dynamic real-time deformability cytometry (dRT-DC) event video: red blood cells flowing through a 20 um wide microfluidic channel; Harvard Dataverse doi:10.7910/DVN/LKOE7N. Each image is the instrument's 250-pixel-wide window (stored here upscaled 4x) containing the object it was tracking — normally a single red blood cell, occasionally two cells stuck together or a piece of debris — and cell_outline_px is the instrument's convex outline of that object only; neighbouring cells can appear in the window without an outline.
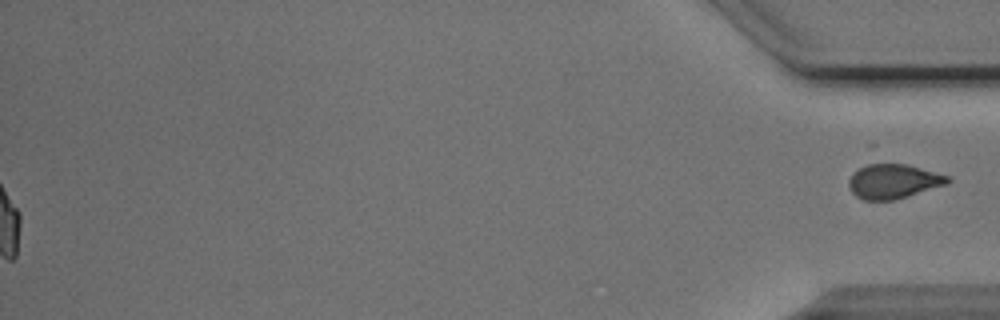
{"species": "Egyptian fruit bat (a non-hibernating species)", "species_latin": "Rousettus aegyptiacus", "temperature_condition": "cold", "stored_images_in_passage": 54, "segment_of_instrument_passage": [2, 2], "camera_frame_rate_fps": 3000, "um_per_image_px": 0.085, "animal": {"sex": "male"}, "frame": {"image": 1, "passage_image": 54, "time_ms": 17.667, "image_size_px": [1000, 320], "cell_outline_px": [[952, 180], [944, 184], [892, 200], [864, 200], [856, 196], [852, 192], [848, 184], [848, 180], [860, 168], [868, 164], [908, 164], [948, 176]], "centroid_in_image_um": [75.9, 15.41], "position_along_channel_um": 359.3, "area_um2": 19.25}}